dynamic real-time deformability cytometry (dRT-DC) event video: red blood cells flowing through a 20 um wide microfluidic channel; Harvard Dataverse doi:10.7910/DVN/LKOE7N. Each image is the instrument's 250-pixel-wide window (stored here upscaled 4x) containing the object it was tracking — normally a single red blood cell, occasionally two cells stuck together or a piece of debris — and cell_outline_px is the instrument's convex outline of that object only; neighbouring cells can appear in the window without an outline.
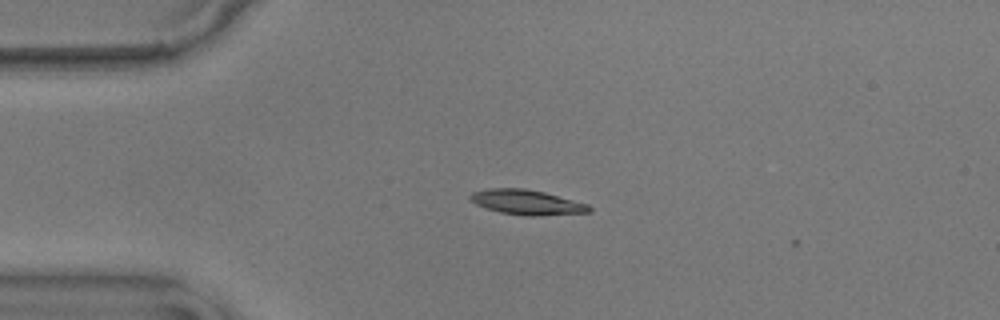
{"species": "common noctule bat (a hibernating species)", "species_latin": "Nyctalus noctula", "temperature_condition": "warm", "stored_images_in_passage": 7, "camera_frame_rate_fps": 3000, "um_per_image_px": 0.085, "animal": {"sex": "male", "body_mass_g": 17.9}, "frame": {"image": 1, "passage_image": 3, "time_ms": 0.667, "image_size_px": [1000, 320], "cell_outline_px": [[592, 212], [536, 216], [524, 216], [500, 212], [476, 204], [468, 196], [472, 192], [488, 188], [524, 188], [544, 192], [588, 204], [592, 208]], "centroid_in_image_um": [44.8, 17.19], "position_along_channel_um": 40.2, "area_um2": 17.22}}